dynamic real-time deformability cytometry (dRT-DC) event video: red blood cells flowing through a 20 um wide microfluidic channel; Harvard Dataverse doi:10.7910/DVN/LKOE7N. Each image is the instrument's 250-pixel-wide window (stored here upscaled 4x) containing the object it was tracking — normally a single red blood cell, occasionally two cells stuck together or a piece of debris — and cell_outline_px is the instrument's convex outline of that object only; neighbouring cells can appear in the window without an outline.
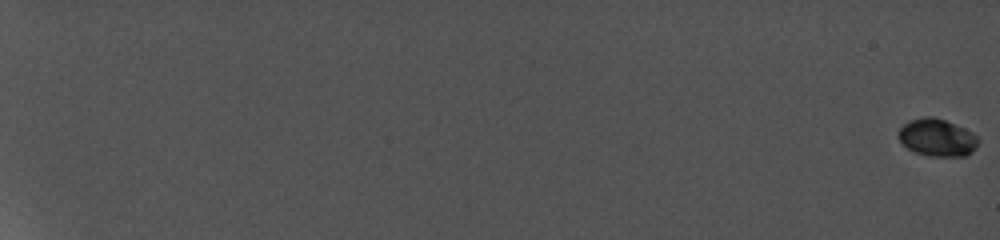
{"species": "common noctule bat (a hibernating species)", "species_latin": "Nyctalus noctula", "temperature_condition": "cold", "stored_images_in_passage": 12, "camera_frame_rate_fps": 5000, "um_per_image_px": 0.085, "animal": {"sex": "female", "body_mass_g": 19.0, "forearm_length_mm": 56.7}, "frame": {"image": 1, "passage_image": 1, "time_ms": 0.0, "image_size_px": [1000, 240], "cell_outline_px": [[980, 140], [964, 156], [932, 156], [916, 152], [908, 148], [900, 140], [900, 128], [908, 120], [924, 116], [932, 116], [956, 124], [972, 132]], "centroid_in_image_um": [79.64, 11.66], "position_along_channel_um": 5.4, "area_um2": 16.99}}
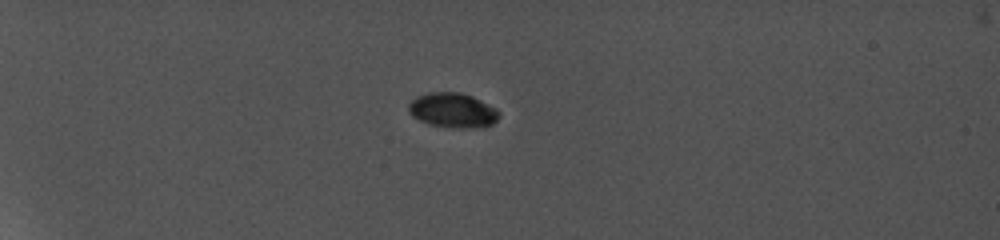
{"frame": {"image": 2, "passage_image": 9, "time_ms": 7.0, "image_size_px": [1000, 240], "cell_outline_px": [[500, 112], [496, 120], [492, 124], [432, 124], [420, 120], [408, 108], [408, 104], [416, 96], [428, 92], [460, 92], [472, 96], [496, 108]], "centroid_in_image_um": [38.45, 9.27], "position_along_channel_um": 46.5, "area_um2": 16.88}}
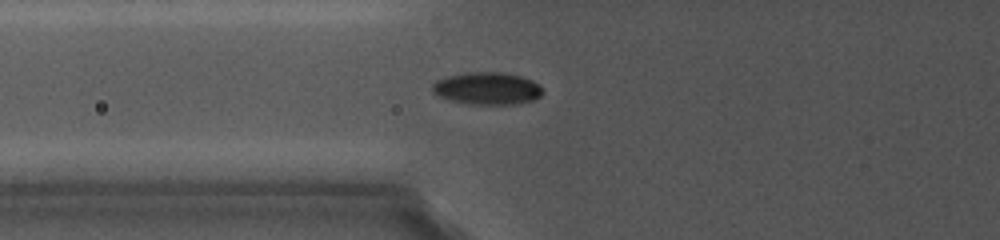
{"frame": {"image": 3, "passage_image": 12, "time_ms": 9.8, "image_size_px": [1000, 240], "cell_outline_px": [[540, 96], [532, 100], [508, 104], [484, 104], [452, 100], [440, 96], [432, 88], [432, 84], [436, 80], [448, 76], [468, 72], [500, 72], [520, 76], [532, 80], [540, 88]], "centroid_in_image_um": [41.39, 7.49], "position_along_channel_um": 84.4, "area_um2": 20.0}}